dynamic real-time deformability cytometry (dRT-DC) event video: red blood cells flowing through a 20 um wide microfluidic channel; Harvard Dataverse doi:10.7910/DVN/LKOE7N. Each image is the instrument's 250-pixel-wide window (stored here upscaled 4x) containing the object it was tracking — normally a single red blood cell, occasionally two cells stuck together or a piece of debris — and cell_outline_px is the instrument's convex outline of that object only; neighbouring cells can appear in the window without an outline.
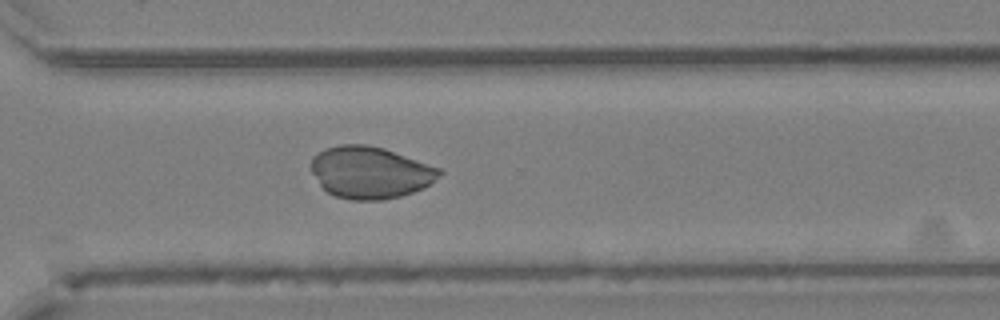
{"species": "Egyptian fruit bat (a non-hibernating species)", "species_latin": "Rousettus aegyptiacus", "temperature_condition": "cold", "stored_images_in_passage": 33, "camera_frame_rate_fps": 3000, "um_per_image_px": 0.085, "animal": {"sex": "female"}, "frame": {"image": 1, "passage_image": 24, "time_ms": 7.667, "image_size_px": [1000, 320], "cell_outline_px": [[444, 172], [440, 176], [424, 188], [400, 196], [380, 200], [352, 200], [336, 196], [328, 192], [320, 184], [312, 172], [312, 156], [324, 148], [340, 144], [368, 144], [384, 148], [440, 168]], "centroid_in_image_um": [31.47, 14.64], "position_along_channel_um": 339.1, "area_um2": 38.78}}